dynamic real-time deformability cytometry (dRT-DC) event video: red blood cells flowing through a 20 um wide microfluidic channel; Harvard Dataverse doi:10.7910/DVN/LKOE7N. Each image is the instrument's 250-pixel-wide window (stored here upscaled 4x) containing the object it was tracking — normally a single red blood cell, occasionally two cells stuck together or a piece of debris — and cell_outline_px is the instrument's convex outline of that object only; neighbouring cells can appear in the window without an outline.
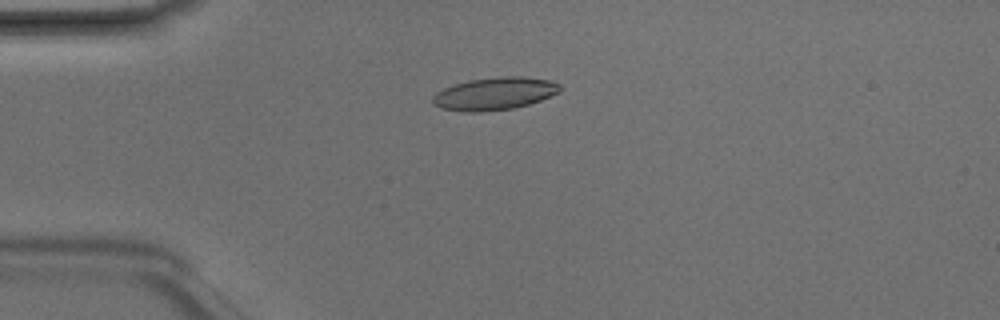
{"species": "Egyptian fruit bat (a non-hibernating species)", "species_latin": "Rousettus aegyptiacus", "temperature_condition": "room temperature", "stored_images_in_passage": 5, "camera_frame_rate_fps": 3000, "um_per_image_px": 0.085, "animal": {"sex": "male"}, "frame": {"image": 1, "passage_image": 3, "time_ms": 0.667, "image_size_px": [1000, 320], "cell_outline_px": [[560, 92], [540, 100], [528, 104], [512, 108], [480, 112], [464, 112], [440, 108], [432, 104], [432, 96], [436, 92], [444, 88], [456, 84], [472, 80], [500, 76], [520, 76], [552, 80], [560, 84]], "centroid_in_image_um": [42.03, 7.96], "position_along_channel_um": 43.0, "area_um2": 24.16}}
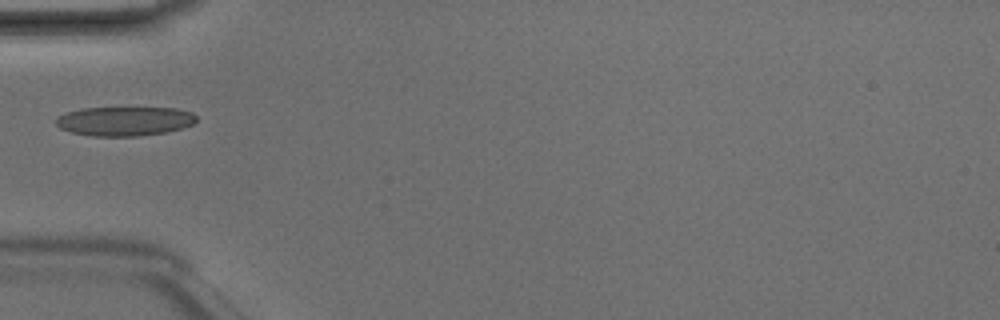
{"frame": {"image": 2, "passage_image": 4, "time_ms": 1.0, "image_size_px": [1000, 320], "cell_outline_px": [[196, 120], [192, 124], [180, 128], [164, 132], [136, 136], [92, 136], [72, 132], [60, 128], [56, 124], [56, 120], [60, 116], [68, 112], [80, 108], [176, 108], [192, 112], [196, 116]], "centroid_in_image_um": [10.59, 10.29], "position_along_channel_um": 74.4, "area_um2": 23.64}}